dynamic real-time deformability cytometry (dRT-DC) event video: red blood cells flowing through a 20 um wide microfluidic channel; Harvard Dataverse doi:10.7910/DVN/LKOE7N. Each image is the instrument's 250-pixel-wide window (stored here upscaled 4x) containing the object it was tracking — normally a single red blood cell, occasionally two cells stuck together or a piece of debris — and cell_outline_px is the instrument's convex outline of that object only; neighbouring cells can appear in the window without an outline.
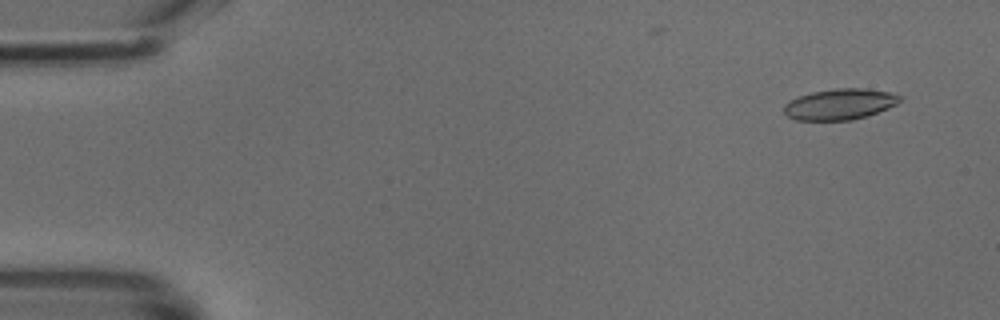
{"species": "common noctule bat (a hibernating species)", "species_latin": "Nyctalus noctula", "temperature_condition": "cold", "stored_images_in_passage": 16, "camera_frame_rate_fps": 3000, "um_per_image_px": 0.085, "animal": {"sex": "male", "body_mass_g": 18.8}, "frame": {"image": 1, "passage_image": 4, "time_ms": 1.0, "image_size_px": [1000, 320], "cell_outline_px": [[900, 100], [896, 104], [888, 108], [852, 120], [796, 120], [788, 116], [784, 112], [784, 104], [788, 100], [812, 92], [836, 88], [864, 88], [888, 92], [900, 96]], "centroid_in_image_um": [71.34, 8.85], "position_along_channel_um": 13.7, "area_um2": 20.63}}
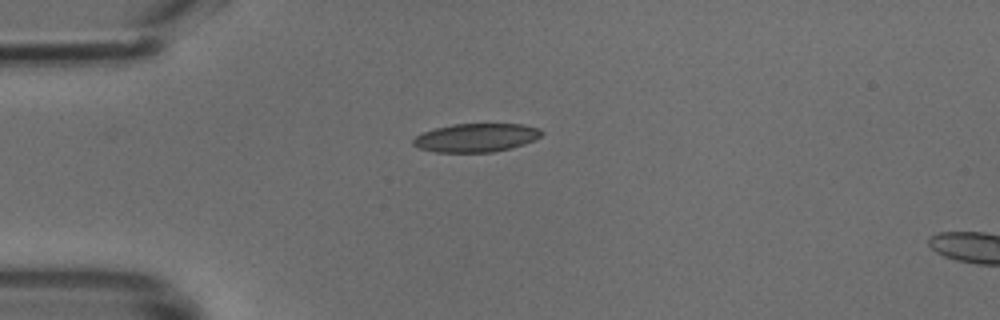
{"frame": {"image": 2, "passage_image": 13, "time_ms": 4.0, "image_size_px": [1000, 320], "cell_outline_px": [[544, 132], [540, 136], [524, 144], [512, 148], [492, 152], [436, 152], [416, 148], [412, 144], [412, 140], [416, 136], [424, 132], [436, 128], [452, 124], [520, 124], [540, 128]], "centroid_in_image_um": [40.45, 11.71], "position_along_channel_um": 44.5, "area_um2": 21.33}}